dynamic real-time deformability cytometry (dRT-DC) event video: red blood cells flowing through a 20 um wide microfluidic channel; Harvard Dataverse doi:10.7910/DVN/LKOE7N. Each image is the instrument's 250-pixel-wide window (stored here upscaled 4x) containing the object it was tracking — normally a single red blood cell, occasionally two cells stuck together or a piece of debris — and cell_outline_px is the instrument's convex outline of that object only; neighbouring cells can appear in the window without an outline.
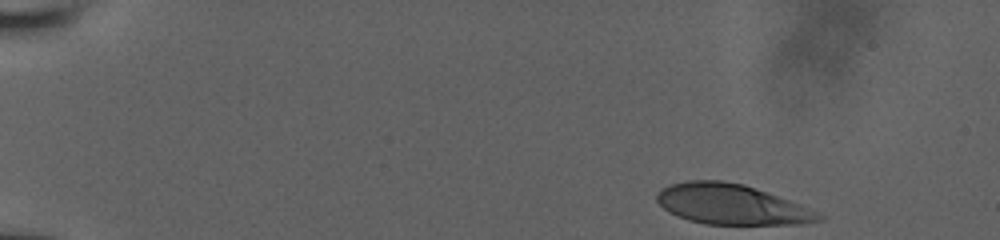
{"species": "human", "species_latin": "Homo sapiens", "temperature_condition": "room temperature", "stored_images_in_passage": 49, "camera_frame_rate_fps": 3000, "um_per_image_px": 0.085, "donor": {"sex": "male"}, "frame": {"image": 1, "passage_image": 1, "time_ms": 0.0, "image_size_px": [1000, 240], "cell_outline_px": [[824, 220], [800, 224], [708, 224], [688, 220], [676, 216], [664, 208], [656, 200], [656, 196], [668, 184], [688, 180], [720, 180], [744, 184], [768, 192], [788, 200], [816, 212], [824, 216]], "centroid_in_image_um": [62.15, 17.37], "position_along_channel_um": 22.8, "area_um2": 37.63}}
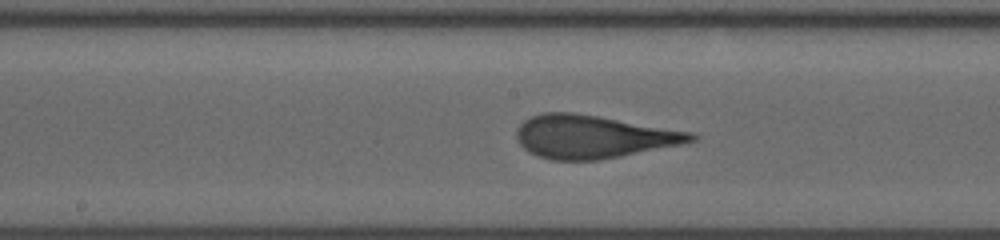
{"frame": {"image": 2, "passage_image": 28, "time_ms": 7.667, "image_size_px": [1000, 240], "cell_outline_px": [[700, 136], [696, 140], [680, 144], [600, 160], [552, 160], [528, 152], [520, 144], [516, 136], [516, 128], [524, 120], [532, 116], [544, 112], [572, 112], [600, 116], [696, 132]], "centroid_in_image_um": [50.43, 11.6], "position_along_channel_um": 197.8, "area_um2": 43.93}}
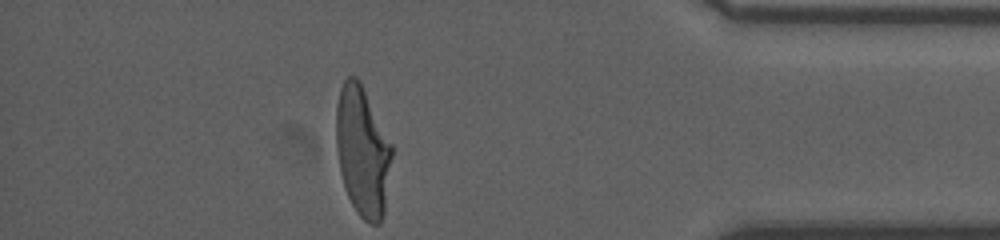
{"frame": {"image": 3, "passage_image": 49, "time_ms": 13.667, "image_size_px": [1000, 240], "cell_outline_px": [[392, 156], [384, 216], [380, 224], [368, 224], [356, 212], [344, 188], [340, 172], [336, 148], [336, 104], [340, 88], [344, 80], [348, 76], [356, 76], [360, 80], [392, 144]], "centroid_in_image_um": [30.81, 12.87], "position_along_channel_um": 404.4, "area_um2": 42.6}}